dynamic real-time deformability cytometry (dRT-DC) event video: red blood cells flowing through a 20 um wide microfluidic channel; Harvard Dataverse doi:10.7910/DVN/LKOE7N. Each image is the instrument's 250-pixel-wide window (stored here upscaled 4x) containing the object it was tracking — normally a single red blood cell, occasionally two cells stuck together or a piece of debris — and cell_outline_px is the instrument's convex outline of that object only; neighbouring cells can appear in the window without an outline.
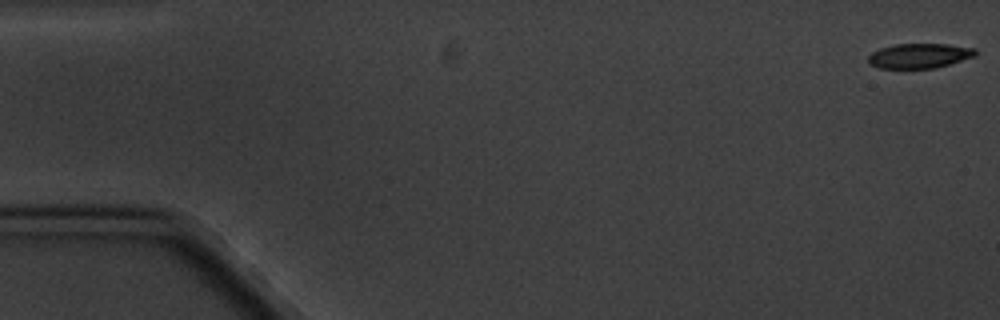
{"species": "common noctule bat (a hibernating species)", "species_latin": "Nyctalus noctula", "temperature_condition": "cold", "stored_images_in_passage": 5, "camera_frame_rate_fps": 3000, "um_per_image_px": 0.085, "animal": {"sex": "male", "body_mass_g": 20.1, "forearm_length_mm": 53.5}, "frame": {"image": 1, "passage_image": 1, "time_ms": 0.0, "image_size_px": [1000, 320], "cell_outline_px": [[976, 56], [936, 68], [880, 68], [868, 64], [868, 56], [872, 52], [880, 48], [896, 44], [948, 44], [976, 48]], "centroid_in_image_um": [78.15, 4.74], "position_along_channel_um": 6.9, "area_um2": 15.55}}
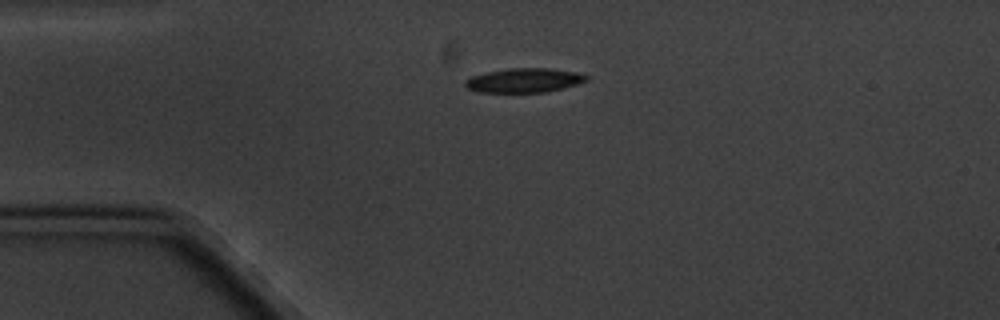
{"frame": {"image": 2, "passage_image": 4, "time_ms": 4.333, "image_size_px": [1000, 320], "cell_outline_px": [[588, 80], [576, 84], [544, 92], [480, 92], [468, 88], [464, 84], [464, 80], [472, 76], [488, 72], [508, 68], [548, 68], [576, 72], [588, 76]], "centroid_in_image_um": [44.53, 6.82], "position_along_channel_um": 40.5, "area_um2": 16.88}}